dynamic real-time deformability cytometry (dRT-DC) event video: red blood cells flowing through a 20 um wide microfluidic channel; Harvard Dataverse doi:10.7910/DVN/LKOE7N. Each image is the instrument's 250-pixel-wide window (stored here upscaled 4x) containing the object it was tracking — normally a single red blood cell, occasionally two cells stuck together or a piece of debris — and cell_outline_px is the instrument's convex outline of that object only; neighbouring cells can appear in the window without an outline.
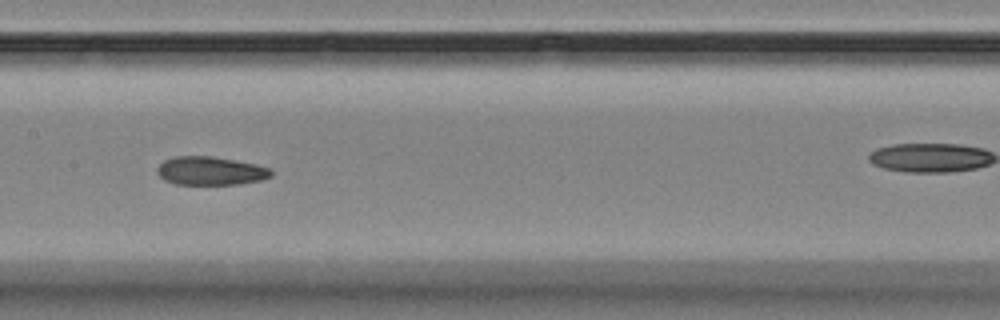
{"species": "Egyptian fruit bat (a non-hibernating species)", "species_latin": "Rousettus aegyptiacus", "temperature_condition": "room temperature", "stored_images_in_passage": 10, "segment_of_instrument_passage": [1, 2], "camera_frame_rate_fps": 3000, "um_per_image_px": 0.085, "animal": {"sex": "female"}, "frame": {"image": 1, "passage_image": 7, "time_ms": 7.333, "image_size_px": [1000, 320], "cell_outline_px": [[272, 176], [260, 180], [240, 184], [176, 184], [164, 180], [156, 172], [156, 168], [164, 160], [176, 156], [212, 156], [256, 164], [272, 168]], "centroid_in_image_um": [17.9, 14.52], "position_along_channel_um": 189.5, "area_um2": 18.96}}
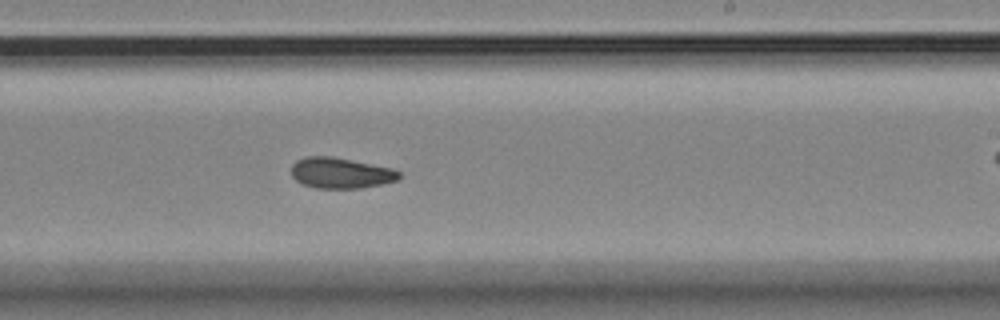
{"frame": {"image": 2, "passage_image": 9, "time_ms": 9.333, "image_size_px": [1000, 320], "cell_outline_px": [[400, 180], [384, 184], [360, 188], [316, 188], [304, 184], [296, 180], [292, 176], [292, 164], [296, 160], [308, 156], [332, 156], [392, 168], [400, 172]], "centroid_in_image_um": [28.99, 14.7], "position_along_channel_um": 260.0, "area_um2": 19.36}}